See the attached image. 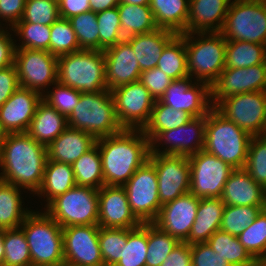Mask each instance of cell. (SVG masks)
<instances>
[{
  "mask_svg": "<svg viewBox=\"0 0 266 266\" xmlns=\"http://www.w3.org/2000/svg\"><path fill=\"white\" fill-rule=\"evenodd\" d=\"M99 228V225L62 228L65 266H104Z\"/></svg>",
  "mask_w": 266,
  "mask_h": 266,
  "instance_id": "9a60e30c",
  "label": "cell"
},
{
  "mask_svg": "<svg viewBox=\"0 0 266 266\" xmlns=\"http://www.w3.org/2000/svg\"><path fill=\"white\" fill-rule=\"evenodd\" d=\"M50 53L59 57L82 50L69 19L59 18L51 26Z\"/></svg>",
  "mask_w": 266,
  "mask_h": 266,
  "instance_id": "f6af8a7d",
  "label": "cell"
},
{
  "mask_svg": "<svg viewBox=\"0 0 266 266\" xmlns=\"http://www.w3.org/2000/svg\"><path fill=\"white\" fill-rule=\"evenodd\" d=\"M96 140L85 131L67 127L47 146V160L72 165L96 144Z\"/></svg>",
  "mask_w": 266,
  "mask_h": 266,
  "instance_id": "484cf974",
  "label": "cell"
},
{
  "mask_svg": "<svg viewBox=\"0 0 266 266\" xmlns=\"http://www.w3.org/2000/svg\"><path fill=\"white\" fill-rule=\"evenodd\" d=\"M147 242L146 266H160L180 243L175 237L165 233L152 222L147 223Z\"/></svg>",
  "mask_w": 266,
  "mask_h": 266,
  "instance_id": "ab89813d",
  "label": "cell"
},
{
  "mask_svg": "<svg viewBox=\"0 0 266 266\" xmlns=\"http://www.w3.org/2000/svg\"><path fill=\"white\" fill-rule=\"evenodd\" d=\"M192 266H233L215 252L207 242L190 245Z\"/></svg>",
  "mask_w": 266,
  "mask_h": 266,
  "instance_id": "db71d44e",
  "label": "cell"
},
{
  "mask_svg": "<svg viewBox=\"0 0 266 266\" xmlns=\"http://www.w3.org/2000/svg\"><path fill=\"white\" fill-rule=\"evenodd\" d=\"M190 0H150L155 23L158 28L168 29L176 34L187 33Z\"/></svg>",
  "mask_w": 266,
  "mask_h": 266,
  "instance_id": "f546056e",
  "label": "cell"
},
{
  "mask_svg": "<svg viewBox=\"0 0 266 266\" xmlns=\"http://www.w3.org/2000/svg\"><path fill=\"white\" fill-rule=\"evenodd\" d=\"M244 169L266 189V136H252Z\"/></svg>",
  "mask_w": 266,
  "mask_h": 266,
  "instance_id": "681fc988",
  "label": "cell"
},
{
  "mask_svg": "<svg viewBox=\"0 0 266 266\" xmlns=\"http://www.w3.org/2000/svg\"><path fill=\"white\" fill-rule=\"evenodd\" d=\"M42 95L36 91L19 87L0 107V123L10 133L27 132Z\"/></svg>",
  "mask_w": 266,
  "mask_h": 266,
  "instance_id": "603a6c76",
  "label": "cell"
},
{
  "mask_svg": "<svg viewBox=\"0 0 266 266\" xmlns=\"http://www.w3.org/2000/svg\"><path fill=\"white\" fill-rule=\"evenodd\" d=\"M58 5L60 17L65 19L90 11L89 0H58Z\"/></svg>",
  "mask_w": 266,
  "mask_h": 266,
  "instance_id": "91938a15",
  "label": "cell"
},
{
  "mask_svg": "<svg viewBox=\"0 0 266 266\" xmlns=\"http://www.w3.org/2000/svg\"><path fill=\"white\" fill-rule=\"evenodd\" d=\"M99 28V50L116 45L125 40L120 25V17L117 7L106 9L96 13Z\"/></svg>",
  "mask_w": 266,
  "mask_h": 266,
  "instance_id": "7dc6e473",
  "label": "cell"
},
{
  "mask_svg": "<svg viewBox=\"0 0 266 266\" xmlns=\"http://www.w3.org/2000/svg\"><path fill=\"white\" fill-rule=\"evenodd\" d=\"M266 207L225 205L220 230L239 236Z\"/></svg>",
  "mask_w": 266,
  "mask_h": 266,
  "instance_id": "b9f144b4",
  "label": "cell"
},
{
  "mask_svg": "<svg viewBox=\"0 0 266 266\" xmlns=\"http://www.w3.org/2000/svg\"><path fill=\"white\" fill-rule=\"evenodd\" d=\"M206 116L193 117L186 124L160 132L151 142V154L191 156L201 151L205 143ZM163 142L166 148H158Z\"/></svg>",
  "mask_w": 266,
  "mask_h": 266,
  "instance_id": "e0dca14e",
  "label": "cell"
},
{
  "mask_svg": "<svg viewBox=\"0 0 266 266\" xmlns=\"http://www.w3.org/2000/svg\"><path fill=\"white\" fill-rule=\"evenodd\" d=\"M147 245V223L128 229L127 243L115 266H146Z\"/></svg>",
  "mask_w": 266,
  "mask_h": 266,
  "instance_id": "f35d334b",
  "label": "cell"
},
{
  "mask_svg": "<svg viewBox=\"0 0 266 266\" xmlns=\"http://www.w3.org/2000/svg\"><path fill=\"white\" fill-rule=\"evenodd\" d=\"M117 8L124 38L149 33L158 28L149 5L119 3Z\"/></svg>",
  "mask_w": 266,
  "mask_h": 266,
  "instance_id": "d6a6232c",
  "label": "cell"
},
{
  "mask_svg": "<svg viewBox=\"0 0 266 266\" xmlns=\"http://www.w3.org/2000/svg\"><path fill=\"white\" fill-rule=\"evenodd\" d=\"M192 118L185 111L172 109L159 100H155L150 120L143 132L151 142L160 132L176 129Z\"/></svg>",
  "mask_w": 266,
  "mask_h": 266,
  "instance_id": "d590c367",
  "label": "cell"
},
{
  "mask_svg": "<svg viewBox=\"0 0 266 266\" xmlns=\"http://www.w3.org/2000/svg\"><path fill=\"white\" fill-rule=\"evenodd\" d=\"M266 91V61L246 68H224L211 86V103L215 107L229 96Z\"/></svg>",
  "mask_w": 266,
  "mask_h": 266,
  "instance_id": "d6986e66",
  "label": "cell"
},
{
  "mask_svg": "<svg viewBox=\"0 0 266 266\" xmlns=\"http://www.w3.org/2000/svg\"><path fill=\"white\" fill-rule=\"evenodd\" d=\"M43 212L32 210L20 226L29 245L31 266L64 265L62 227Z\"/></svg>",
  "mask_w": 266,
  "mask_h": 266,
  "instance_id": "5b68a950",
  "label": "cell"
},
{
  "mask_svg": "<svg viewBox=\"0 0 266 266\" xmlns=\"http://www.w3.org/2000/svg\"><path fill=\"white\" fill-rule=\"evenodd\" d=\"M214 108L251 136L264 135L266 91L232 95L222 99Z\"/></svg>",
  "mask_w": 266,
  "mask_h": 266,
  "instance_id": "30bf717a",
  "label": "cell"
},
{
  "mask_svg": "<svg viewBox=\"0 0 266 266\" xmlns=\"http://www.w3.org/2000/svg\"><path fill=\"white\" fill-rule=\"evenodd\" d=\"M67 127V118L42 100L36 108L27 133L47 147Z\"/></svg>",
  "mask_w": 266,
  "mask_h": 266,
  "instance_id": "f1b7e54d",
  "label": "cell"
},
{
  "mask_svg": "<svg viewBox=\"0 0 266 266\" xmlns=\"http://www.w3.org/2000/svg\"><path fill=\"white\" fill-rule=\"evenodd\" d=\"M76 186L74 172L71 164L47 160L44 168V177L40 189L37 191L39 197L46 198L48 205L54 198L64 194Z\"/></svg>",
  "mask_w": 266,
  "mask_h": 266,
  "instance_id": "4dcf8cb0",
  "label": "cell"
},
{
  "mask_svg": "<svg viewBox=\"0 0 266 266\" xmlns=\"http://www.w3.org/2000/svg\"><path fill=\"white\" fill-rule=\"evenodd\" d=\"M149 161L157 172L161 205L171 202L190 191V163L187 156L151 154Z\"/></svg>",
  "mask_w": 266,
  "mask_h": 266,
  "instance_id": "2e32d148",
  "label": "cell"
},
{
  "mask_svg": "<svg viewBox=\"0 0 266 266\" xmlns=\"http://www.w3.org/2000/svg\"><path fill=\"white\" fill-rule=\"evenodd\" d=\"M220 33L226 40L266 45V0H237L229 5Z\"/></svg>",
  "mask_w": 266,
  "mask_h": 266,
  "instance_id": "9c48e42d",
  "label": "cell"
},
{
  "mask_svg": "<svg viewBox=\"0 0 266 266\" xmlns=\"http://www.w3.org/2000/svg\"><path fill=\"white\" fill-rule=\"evenodd\" d=\"M266 61V45L227 40L225 68H246Z\"/></svg>",
  "mask_w": 266,
  "mask_h": 266,
  "instance_id": "74e56055",
  "label": "cell"
},
{
  "mask_svg": "<svg viewBox=\"0 0 266 266\" xmlns=\"http://www.w3.org/2000/svg\"><path fill=\"white\" fill-rule=\"evenodd\" d=\"M224 207L221 198H199L197 217L185 242L190 245L207 242L220 229Z\"/></svg>",
  "mask_w": 266,
  "mask_h": 266,
  "instance_id": "83f0119b",
  "label": "cell"
},
{
  "mask_svg": "<svg viewBox=\"0 0 266 266\" xmlns=\"http://www.w3.org/2000/svg\"><path fill=\"white\" fill-rule=\"evenodd\" d=\"M44 207L62 228L98 225V189L75 186Z\"/></svg>",
  "mask_w": 266,
  "mask_h": 266,
  "instance_id": "ba28073f",
  "label": "cell"
},
{
  "mask_svg": "<svg viewBox=\"0 0 266 266\" xmlns=\"http://www.w3.org/2000/svg\"><path fill=\"white\" fill-rule=\"evenodd\" d=\"M3 244V266H31L29 245L20 227L4 230Z\"/></svg>",
  "mask_w": 266,
  "mask_h": 266,
  "instance_id": "60d3db41",
  "label": "cell"
},
{
  "mask_svg": "<svg viewBox=\"0 0 266 266\" xmlns=\"http://www.w3.org/2000/svg\"><path fill=\"white\" fill-rule=\"evenodd\" d=\"M102 159L104 185L123 186L148 160L151 144L140 129H122L96 140Z\"/></svg>",
  "mask_w": 266,
  "mask_h": 266,
  "instance_id": "7a4b0ae2",
  "label": "cell"
},
{
  "mask_svg": "<svg viewBox=\"0 0 266 266\" xmlns=\"http://www.w3.org/2000/svg\"><path fill=\"white\" fill-rule=\"evenodd\" d=\"M14 65L22 88L43 95L57 82L58 57L47 50L16 49Z\"/></svg>",
  "mask_w": 266,
  "mask_h": 266,
  "instance_id": "8fae6325",
  "label": "cell"
},
{
  "mask_svg": "<svg viewBox=\"0 0 266 266\" xmlns=\"http://www.w3.org/2000/svg\"><path fill=\"white\" fill-rule=\"evenodd\" d=\"M157 68L173 80L188 77L185 33L176 34L165 46Z\"/></svg>",
  "mask_w": 266,
  "mask_h": 266,
  "instance_id": "836d02e7",
  "label": "cell"
},
{
  "mask_svg": "<svg viewBox=\"0 0 266 266\" xmlns=\"http://www.w3.org/2000/svg\"><path fill=\"white\" fill-rule=\"evenodd\" d=\"M252 136L226 119L214 107L206 115L203 150L217 156L234 169L245 167Z\"/></svg>",
  "mask_w": 266,
  "mask_h": 266,
  "instance_id": "3957f363",
  "label": "cell"
},
{
  "mask_svg": "<svg viewBox=\"0 0 266 266\" xmlns=\"http://www.w3.org/2000/svg\"><path fill=\"white\" fill-rule=\"evenodd\" d=\"M226 43L220 32L185 33L188 76L211 87L225 68Z\"/></svg>",
  "mask_w": 266,
  "mask_h": 266,
  "instance_id": "277c9868",
  "label": "cell"
},
{
  "mask_svg": "<svg viewBox=\"0 0 266 266\" xmlns=\"http://www.w3.org/2000/svg\"><path fill=\"white\" fill-rule=\"evenodd\" d=\"M90 10L98 13L106 9L117 7L120 3L119 0H89Z\"/></svg>",
  "mask_w": 266,
  "mask_h": 266,
  "instance_id": "94428289",
  "label": "cell"
},
{
  "mask_svg": "<svg viewBox=\"0 0 266 266\" xmlns=\"http://www.w3.org/2000/svg\"><path fill=\"white\" fill-rule=\"evenodd\" d=\"M131 211L142 223L153 222L160 211L157 172L148 160L123 185Z\"/></svg>",
  "mask_w": 266,
  "mask_h": 266,
  "instance_id": "5bb4252c",
  "label": "cell"
},
{
  "mask_svg": "<svg viewBox=\"0 0 266 266\" xmlns=\"http://www.w3.org/2000/svg\"><path fill=\"white\" fill-rule=\"evenodd\" d=\"M175 35L168 29L157 28L149 33L129 36L125 40L131 45L142 72L157 67L163 49Z\"/></svg>",
  "mask_w": 266,
  "mask_h": 266,
  "instance_id": "4316f807",
  "label": "cell"
},
{
  "mask_svg": "<svg viewBox=\"0 0 266 266\" xmlns=\"http://www.w3.org/2000/svg\"><path fill=\"white\" fill-rule=\"evenodd\" d=\"M59 18L58 0H26L23 17L18 23L51 26Z\"/></svg>",
  "mask_w": 266,
  "mask_h": 266,
  "instance_id": "f907efd6",
  "label": "cell"
},
{
  "mask_svg": "<svg viewBox=\"0 0 266 266\" xmlns=\"http://www.w3.org/2000/svg\"><path fill=\"white\" fill-rule=\"evenodd\" d=\"M67 125L93 135L96 139L122 130L119 125L111 91L81 93L78 105L67 117Z\"/></svg>",
  "mask_w": 266,
  "mask_h": 266,
  "instance_id": "52a82bcc",
  "label": "cell"
},
{
  "mask_svg": "<svg viewBox=\"0 0 266 266\" xmlns=\"http://www.w3.org/2000/svg\"><path fill=\"white\" fill-rule=\"evenodd\" d=\"M20 87L15 65L0 68V107Z\"/></svg>",
  "mask_w": 266,
  "mask_h": 266,
  "instance_id": "11a10c76",
  "label": "cell"
},
{
  "mask_svg": "<svg viewBox=\"0 0 266 266\" xmlns=\"http://www.w3.org/2000/svg\"><path fill=\"white\" fill-rule=\"evenodd\" d=\"M80 96V91L57 81L54 83L52 91H46L42 95V100L67 118L78 105Z\"/></svg>",
  "mask_w": 266,
  "mask_h": 266,
  "instance_id": "816d5d0a",
  "label": "cell"
},
{
  "mask_svg": "<svg viewBox=\"0 0 266 266\" xmlns=\"http://www.w3.org/2000/svg\"><path fill=\"white\" fill-rule=\"evenodd\" d=\"M21 188L0 180V230L19 228L31 212L23 208Z\"/></svg>",
  "mask_w": 266,
  "mask_h": 266,
  "instance_id": "1f68e13d",
  "label": "cell"
},
{
  "mask_svg": "<svg viewBox=\"0 0 266 266\" xmlns=\"http://www.w3.org/2000/svg\"><path fill=\"white\" fill-rule=\"evenodd\" d=\"M240 243L255 259L266 253V209L238 236Z\"/></svg>",
  "mask_w": 266,
  "mask_h": 266,
  "instance_id": "c3c4849f",
  "label": "cell"
},
{
  "mask_svg": "<svg viewBox=\"0 0 266 266\" xmlns=\"http://www.w3.org/2000/svg\"><path fill=\"white\" fill-rule=\"evenodd\" d=\"M9 30L15 32L22 40L21 45H16V49H36L50 52L51 29L49 25L17 23Z\"/></svg>",
  "mask_w": 266,
  "mask_h": 266,
  "instance_id": "7bdbcfd3",
  "label": "cell"
},
{
  "mask_svg": "<svg viewBox=\"0 0 266 266\" xmlns=\"http://www.w3.org/2000/svg\"><path fill=\"white\" fill-rule=\"evenodd\" d=\"M57 81L81 93L108 90L104 51L82 49L59 56Z\"/></svg>",
  "mask_w": 266,
  "mask_h": 266,
  "instance_id": "8992f818",
  "label": "cell"
},
{
  "mask_svg": "<svg viewBox=\"0 0 266 266\" xmlns=\"http://www.w3.org/2000/svg\"><path fill=\"white\" fill-rule=\"evenodd\" d=\"M139 81L149 90L150 95L155 100H159L172 83L173 79L167 76L159 68L155 67L142 71Z\"/></svg>",
  "mask_w": 266,
  "mask_h": 266,
  "instance_id": "f5cc1de1",
  "label": "cell"
},
{
  "mask_svg": "<svg viewBox=\"0 0 266 266\" xmlns=\"http://www.w3.org/2000/svg\"><path fill=\"white\" fill-rule=\"evenodd\" d=\"M159 101L192 117L206 116L213 108L211 87L203 82H192L189 76L173 80Z\"/></svg>",
  "mask_w": 266,
  "mask_h": 266,
  "instance_id": "ac0fdd59",
  "label": "cell"
},
{
  "mask_svg": "<svg viewBox=\"0 0 266 266\" xmlns=\"http://www.w3.org/2000/svg\"><path fill=\"white\" fill-rule=\"evenodd\" d=\"M207 243L233 266H254L256 264V260L240 243L237 236L219 229L210 236Z\"/></svg>",
  "mask_w": 266,
  "mask_h": 266,
  "instance_id": "8d00e7d4",
  "label": "cell"
},
{
  "mask_svg": "<svg viewBox=\"0 0 266 266\" xmlns=\"http://www.w3.org/2000/svg\"><path fill=\"white\" fill-rule=\"evenodd\" d=\"M188 158L191 175L189 192L198 198H220L234 168L203 149Z\"/></svg>",
  "mask_w": 266,
  "mask_h": 266,
  "instance_id": "4fadbf2b",
  "label": "cell"
},
{
  "mask_svg": "<svg viewBox=\"0 0 266 266\" xmlns=\"http://www.w3.org/2000/svg\"><path fill=\"white\" fill-rule=\"evenodd\" d=\"M199 198L186 193L161 206L157 218L152 222L159 229L185 242L197 217Z\"/></svg>",
  "mask_w": 266,
  "mask_h": 266,
  "instance_id": "ffe728a7",
  "label": "cell"
},
{
  "mask_svg": "<svg viewBox=\"0 0 266 266\" xmlns=\"http://www.w3.org/2000/svg\"><path fill=\"white\" fill-rule=\"evenodd\" d=\"M115 114L122 129L143 130L148 124L155 99L140 82H132L111 91Z\"/></svg>",
  "mask_w": 266,
  "mask_h": 266,
  "instance_id": "7c38bea8",
  "label": "cell"
},
{
  "mask_svg": "<svg viewBox=\"0 0 266 266\" xmlns=\"http://www.w3.org/2000/svg\"><path fill=\"white\" fill-rule=\"evenodd\" d=\"M11 35L6 29L0 30V68L14 65L17 41Z\"/></svg>",
  "mask_w": 266,
  "mask_h": 266,
  "instance_id": "6f0895ef",
  "label": "cell"
},
{
  "mask_svg": "<svg viewBox=\"0 0 266 266\" xmlns=\"http://www.w3.org/2000/svg\"><path fill=\"white\" fill-rule=\"evenodd\" d=\"M3 239H4V230H0V266H3V259L5 256Z\"/></svg>",
  "mask_w": 266,
  "mask_h": 266,
  "instance_id": "6125c7cd",
  "label": "cell"
},
{
  "mask_svg": "<svg viewBox=\"0 0 266 266\" xmlns=\"http://www.w3.org/2000/svg\"><path fill=\"white\" fill-rule=\"evenodd\" d=\"M120 3H126L130 5H149L150 0H119Z\"/></svg>",
  "mask_w": 266,
  "mask_h": 266,
  "instance_id": "be15d7a7",
  "label": "cell"
},
{
  "mask_svg": "<svg viewBox=\"0 0 266 266\" xmlns=\"http://www.w3.org/2000/svg\"><path fill=\"white\" fill-rule=\"evenodd\" d=\"M98 203L99 227L131 229L142 224L131 211L123 186H102L98 189Z\"/></svg>",
  "mask_w": 266,
  "mask_h": 266,
  "instance_id": "44dd1931",
  "label": "cell"
},
{
  "mask_svg": "<svg viewBox=\"0 0 266 266\" xmlns=\"http://www.w3.org/2000/svg\"><path fill=\"white\" fill-rule=\"evenodd\" d=\"M47 161V147L27 132L7 134L0 150V180L34 195L40 189Z\"/></svg>",
  "mask_w": 266,
  "mask_h": 266,
  "instance_id": "6da1fadb",
  "label": "cell"
},
{
  "mask_svg": "<svg viewBox=\"0 0 266 266\" xmlns=\"http://www.w3.org/2000/svg\"><path fill=\"white\" fill-rule=\"evenodd\" d=\"M228 8L225 0H190L187 33L220 32Z\"/></svg>",
  "mask_w": 266,
  "mask_h": 266,
  "instance_id": "d4e9b609",
  "label": "cell"
},
{
  "mask_svg": "<svg viewBox=\"0 0 266 266\" xmlns=\"http://www.w3.org/2000/svg\"><path fill=\"white\" fill-rule=\"evenodd\" d=\"M7 134L8 133L4 130L2 124L0 123V150L4 143V140L6 139Z\"/></svg>",
  "mask_w": 266,
  "mask_h": 266,
  "instance_id": "e7e4bbea",
  "label": "cell"
},
{
  "mask_svg": "<svg viewBox=\"0 0 266 266\" xmlns=\"http://www.w3.org/2000/svg\"><path fill=\"white\" fill-rule=\"evenodd\" d=\"M81 49L99 50V28L96 13L87 11L69 18Z\"/></svg>",
  "mask_w": 266,
  "mask_h": 266,
  "instance_id": "bcb514c9",
  "label": "cell"
},
{
  "mask_svg": "<svg viewBox=\"0 0 266 266\" xmlns=\"http://www.w3.org/2000/svg\"><path fill=\"white\" fill-rule=\"evenodd\" d=\"M26 0H0V20L13 28L23 17Z\"/></svg>",
  "mask_w": 266,
  "mask_h": 266,
  "instance_id": "9f6ffc18",
  "label": "cell"
},
{
  "mask_svg": "<svg viewBox=\"0 0 266 266\" xmlns=\"http://www.w3.org/2000/svg\"><path fill=\"white\" fill-rule=\"evenodd\" d=\"M229 5H231L232 3L236 2L237 0H225Z\"/></svg>",
  "mask_w": 266,
  "mask_h": 266,
  "instance_id": "003e7915",
  "label": "cell"
},
{
  "mask_svg": "<svg viewBox=\"0 0 266 266\" xmlns=\"http://www.w3.org/2000/svg\"><path fill=\"white\" fill-rule=\"evenodd\" d=\"M160 266H192L190 244L180 242Z\"/></svg>",
  "mask_w": 266,
  "mask_h": 266,
  "instance_id": "680465c9",
  "label": "cell"
},
{
  "mask_svg": "<svg viewBox=\"0 0 266 266\" xmlns=\"http://www.w3.org/2000/svg\"><path fill=\"white\" fill-rule=\"evenodd\" d=\"M127 239L128 229L99 228V244L104 266H115L117 264Z\"/></svg>",
  "mask_w": 266,
  "mask_h": 266,
  "instance_id": "ee69618b",
  "label": "cell"
},
{
  "mask_svg": "<svg viewBox=\"0 0 266 266\" xmlns=\"http://www.w3.org/2000/svg\"><path fill=\"white\" fill-rule=\"evenodd\" d=\"M229 206L266 207V189L256 183L244 169H234L220 197Z\"/></svg>",
  "mask_w": 266,
  "mask_h": 266,
  "instance_id": "cb8c5ba5",
  "label": "cell"
},
{
  "mask_svg": "<svg viewBox=\"0 0 266 266\" xmlns=\"http://www.w3.org/2000/svg\"><path fill=\"white\" fill-rule=\"evenodd\" d=\"M76 186L100 189L104 186L102 159L95 144L72 164Z\"/></svg>",
  "mask_w": 266,
  "mask_h": 266,
  "instance_id": "e575fe53",
  "label": "cell"
},
{
  "mask_svg": "<svg viewBox=\"0 0 266 266\" xmlns=\"http://www.w3.org/2000/svg\"><path fill=\"white\" fill-rule=\"evenodd\" d=\"M105 80L109 91L139 81L141 74L131 45L123 40L104 50Z\"/></svg>",
  "mask_w": 266,
  "mask_h": 266,
  "instance_id": "7402d4cb",
  "label": "cell"
},
{
  "mask_svg": "<svg viewBox=\"0 0 266 266\" xmlns=\"http://www.w3.org/2000/svg\"><path fill=\"white\" fill-rule=\"evenodd\" d=\"M258 266H266V253L256 260Z\"/></svg>",
  "mask_w": 266,
  "mask_h": 266,
  "instance_id": "03108f58",
  "label": "cell"
}]
</instances>
